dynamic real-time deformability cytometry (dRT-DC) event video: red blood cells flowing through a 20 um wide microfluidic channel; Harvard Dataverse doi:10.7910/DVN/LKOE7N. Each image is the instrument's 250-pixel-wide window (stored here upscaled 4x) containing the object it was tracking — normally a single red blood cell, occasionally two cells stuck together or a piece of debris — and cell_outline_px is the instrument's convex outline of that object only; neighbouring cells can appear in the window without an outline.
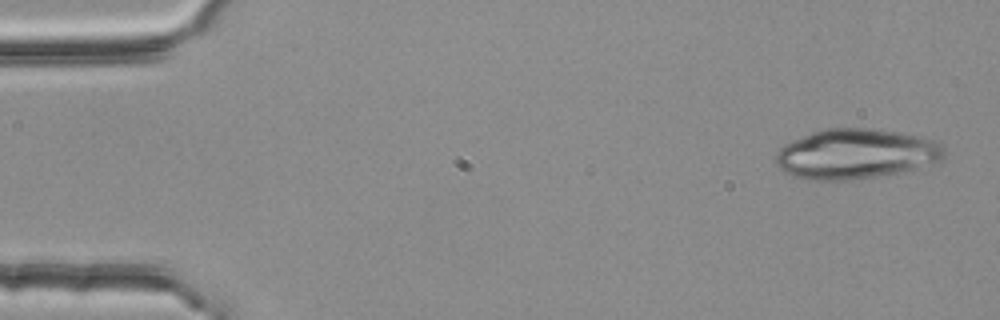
{"species": "common noctule bat (a hibernating species)", "species_latin": "Nyctalus noctula", "temperature_condition": "room temperature", "stored_images_in_passage": 3, "camera_frame_rate_fps": 3000, "um_per_image_px": 0.085, "animal": {"sex": "female", "body_mass_g": 25.1}, "frame": {"image": 1, "passage_image": 1, "time_ms": 0.0, "image_size_px": [1000, 320], "cell_outline_px": [[944, 160], [896, 172], [876, 176], [848, 180], [808, 180], [792, 176], [780, 168], [776, 164], [776, 152], [784, 144], [812, 132], [828, 128], [872, 128], [940, 140], [944, 152]], "centroid_in_image_um": [72.73, 13.07], "position_along_channel_um": 12.3, "area_um2": 48.78}}